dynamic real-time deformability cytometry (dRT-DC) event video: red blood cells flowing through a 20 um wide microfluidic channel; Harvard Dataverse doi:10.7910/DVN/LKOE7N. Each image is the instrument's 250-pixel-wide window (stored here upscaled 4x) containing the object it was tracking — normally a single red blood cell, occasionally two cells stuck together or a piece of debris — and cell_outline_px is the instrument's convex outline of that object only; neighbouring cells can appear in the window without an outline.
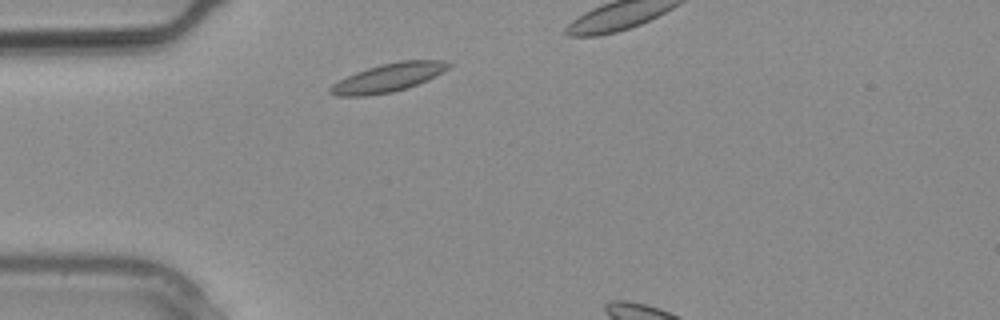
{"species": "common noctule bat (a hibernating species)", "species_latin": "Nyctalus noctula", "temperature_condition": "warm", "stored_images_in_passage": 12, "camera_frame_rate_fps": 3000, "um_per_image_px": 0.085, "animal": {"sex": "male", "body_mass_g": 20.4}, "frame": {"image": 1, "passage_image": 3, "time_ms": 0.667, "image_size_px": [1000, 320], "cell_outline_px": [[452, 64], [448, 68], [436, 76], [428, 80], [392, 92], [368, 96], [336, 96], [328, 92], [328, 88], [332, 84], [356, 72], [380, 64], [400, 60], [444, 60]], "centroid_in_image_um": [32.99, 6.6], "position_along_channel_um": 52.0, "area_um2": 19.54}}